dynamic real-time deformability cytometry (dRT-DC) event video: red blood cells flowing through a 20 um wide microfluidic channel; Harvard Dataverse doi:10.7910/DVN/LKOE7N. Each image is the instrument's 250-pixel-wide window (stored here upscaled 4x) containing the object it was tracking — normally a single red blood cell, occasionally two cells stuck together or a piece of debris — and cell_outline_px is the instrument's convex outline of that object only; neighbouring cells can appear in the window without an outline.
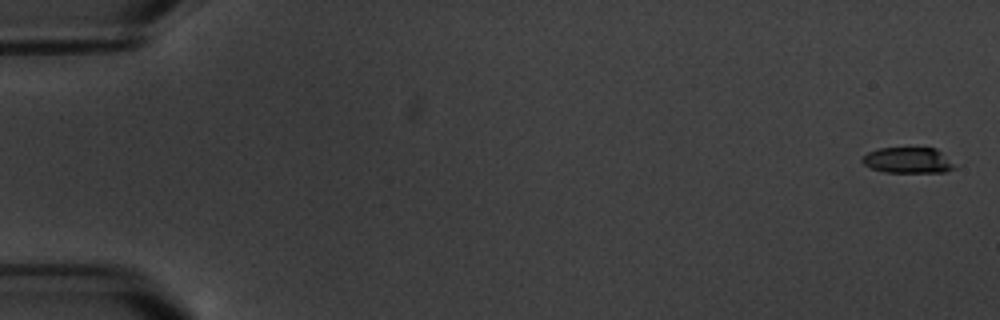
{"species": "common noctule bat (a hibernating species)", "species_latin": "Nyctalus noctula", "temperature_condition": "warm", "stored_images_in_passage": 7, "camera_frame_rate_fps": 3000, "um_per_image_px": 0.085, "animal": {"sex": "male", "body_mass_g": 20.1, "forearm_length_mm": 53.5}, "frame": {"image": 1, "passage_image": 1, "time_ms": 0.0, "image_size_px": [1000, 320], "cell_outline_px": [[956, 168], [944, 172], [884, 172], [872, 168], [864, 164], [860, 160], [868, 152], [880, 148], [936, 148]], "centroid_in_image_um": [77.13, 13.63], "position_along_channel_um": 7.9, "area_um2": 13.58}}